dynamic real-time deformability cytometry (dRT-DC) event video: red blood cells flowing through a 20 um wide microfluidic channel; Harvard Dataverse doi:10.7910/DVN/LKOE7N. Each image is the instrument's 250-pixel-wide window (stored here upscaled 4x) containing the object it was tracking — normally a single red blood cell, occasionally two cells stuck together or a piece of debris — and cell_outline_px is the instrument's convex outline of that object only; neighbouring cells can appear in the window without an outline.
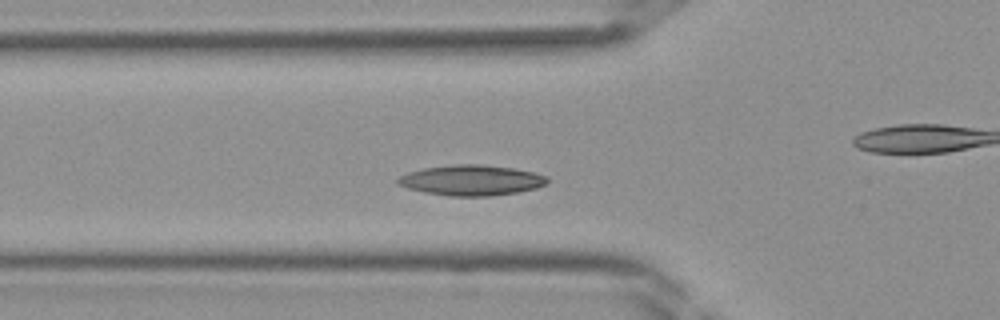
{"species": "Egyptian fruit bat (a non-hibernating species)", "species_latin": "Rousettus aegyptiacus", "temperature_condition": "room temperature", "stored_images_in_passage": 38, "camera_frame_rate_fps": 3000, "um_per_image_px": 0.085, "frame": {"image": 1, "passage_image": 10, "time_ms": 3.0, "image_size_px": [1000, 320], "cell_outline_px": [[548, 184], [536, 188], [516, 192], [488, 196], [448, 196], [424, 192], [408, 188], [396, 184], [396, 180], [400, 176], [408, 172], [424, 168], [456, 164], [480, 164], [512, 168], [536, 172], [548, 176]], "centroid_in_image_um": [40.08, 15.32], "position_along_channel_um": 85.7, "area_um2": 26.59}}
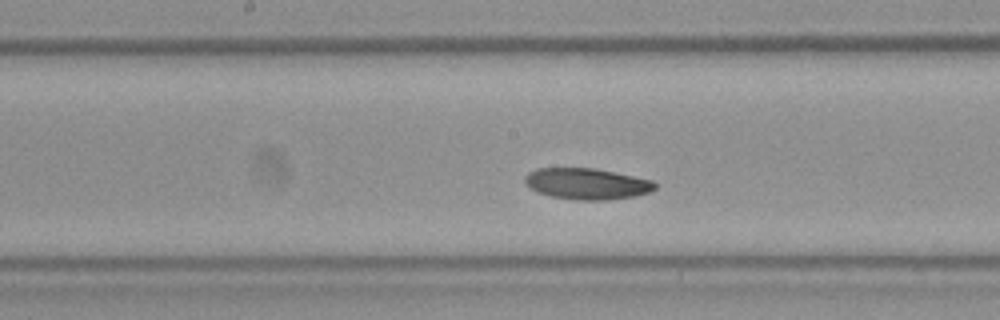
{"frame": {"image": 2, "passage_image": 17, "time_ms": 5.333, "image_size_px": [1000, 320], "cell_outline_px": [[656, 188], [652, 192], [636, 196], [608, 200], [580, 200], [552, 196], [536, 192], [524, 184], [524, 176], [528, 172], [536, 168], [596, 168], [652, 180], [656, 184]], "centroid_in_image_um": [49.87, 15.62], "position_along_channel_um": 198.3, "area_um2": 23.87}}
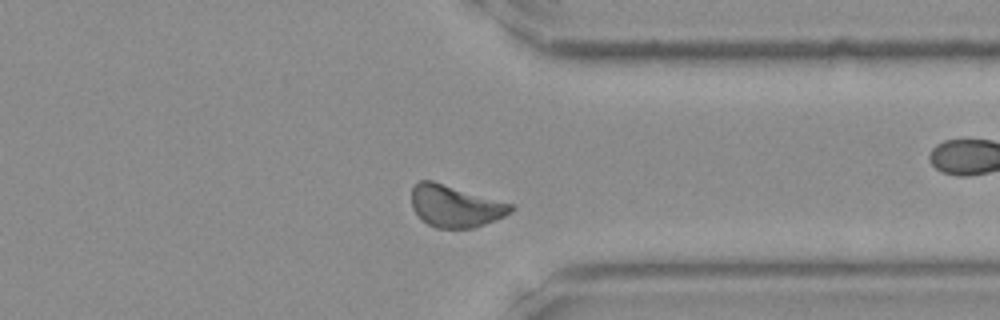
{"frame": {"image": 3, "passage_image": 28, "time_ms": 9.0, "image_size_px": [1000, 320], "cell_outline_px": [[516, 208], [512, 212], [496, 220], [472, 228], [436, 228], [428, 224], [412, 208], [412, 188], [420, 180], [432, 180], [512, 204]], "centroid_in_image_um": [38.71, 17.52], "position_along_channel_um": 372.7, "area_um2": 24.04}}